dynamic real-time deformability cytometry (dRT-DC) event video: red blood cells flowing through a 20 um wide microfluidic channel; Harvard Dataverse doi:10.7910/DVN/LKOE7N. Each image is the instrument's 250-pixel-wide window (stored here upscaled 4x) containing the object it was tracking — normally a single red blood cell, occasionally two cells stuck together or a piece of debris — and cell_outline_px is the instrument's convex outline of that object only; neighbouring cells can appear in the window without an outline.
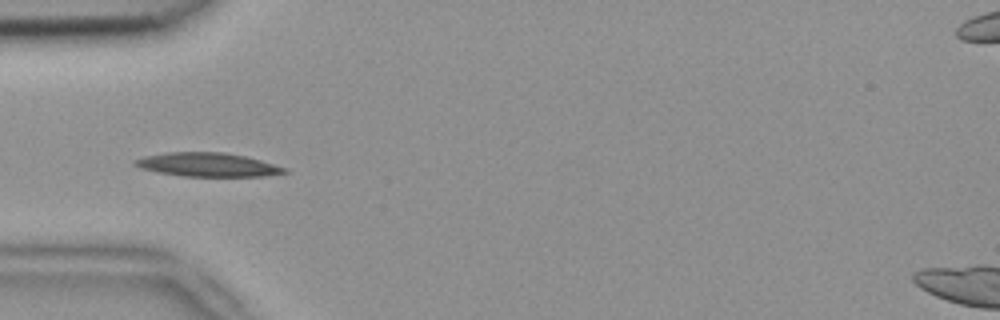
{"species": "common noctule bat (a hibernating species)", "species_latin": "Nyctalus noctula", "temperature_condition": "room temperature", "stored_images_in_passage": 7, "camera_frame_rate_fps": 3000, "um_per_image_px": 0.085, "animal": {"sex": "female", "body_mass_g": 18.4}, "frame": {"image": 1, "passage_image": 5, "time_ms": 1.333, "image_size_px": [1000, 320], "cell_outline_px": [[288, 172], [264, 176], [184, 176], [156, 172], [140, 168], [132, 164], [132, 160], [144, 156], [168, 152], [224, 152], [244, 156], [260, 160], [288, 168]], "centroid_in_image_um": [17.61, 13.99], "position_along_channel_um": 67.4, "area_um2": 20.75}}